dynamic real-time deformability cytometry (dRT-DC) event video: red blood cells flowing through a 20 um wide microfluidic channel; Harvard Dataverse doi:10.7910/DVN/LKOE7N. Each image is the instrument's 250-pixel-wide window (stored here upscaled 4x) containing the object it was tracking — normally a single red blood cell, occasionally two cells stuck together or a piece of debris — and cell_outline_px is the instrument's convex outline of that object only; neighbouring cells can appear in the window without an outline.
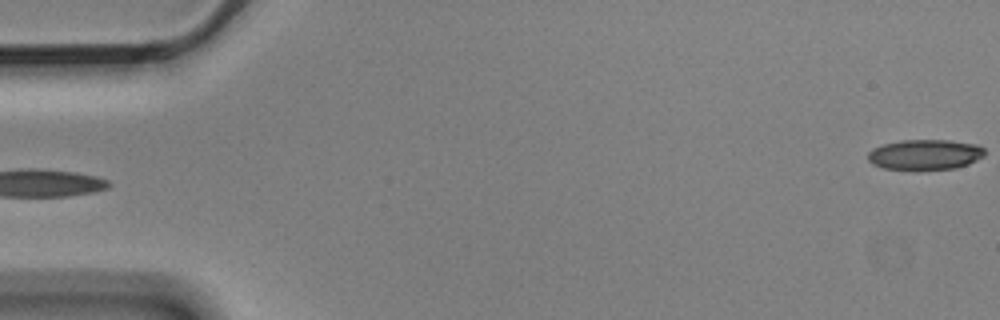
{"species": "Egyptian fruit bat (a non-hibernating species)", "species_latin": "Rousettus aegyptiacus", "temperature_condition": "cold", "stored_images_in_passage": 6, "segment_of_instrument_passage": [2, 2], "camera_frame_rate_fps": 3000, "um_per_image_px": 0.085, "animal": {"sex": "male"}, "frame": {"image": 1, "passage_image": 6, "time_ms": 1.667, "image_size_px": [1000, 320], "cell_outline_px": [[984, 156], [968, 164], [956, 168], [916, 172], [884, 168], [872, 164], [868, 160], [868, 152], [872, 148], [884, 144], [900, 140], [952, 140], [976, 144], [984, 148]], "centroid_in_image_um": [78.6, 13.17], "position_along_channel_um": 6.4, "area_um2": 21.33}}